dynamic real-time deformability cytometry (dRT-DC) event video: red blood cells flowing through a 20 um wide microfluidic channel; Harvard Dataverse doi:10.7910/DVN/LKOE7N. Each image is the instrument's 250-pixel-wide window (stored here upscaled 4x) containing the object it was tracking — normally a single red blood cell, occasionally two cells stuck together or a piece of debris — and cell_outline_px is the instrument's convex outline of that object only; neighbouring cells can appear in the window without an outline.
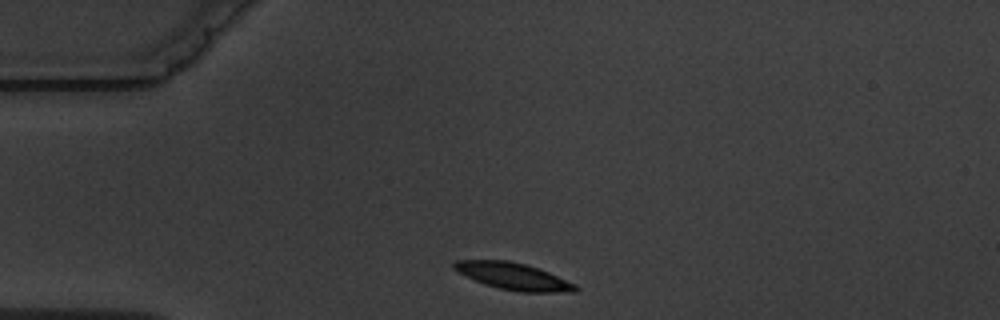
{"species": "common noctule bat (a hibernating species)", "species_latin": "Nyctalus noctula", "temperature_condition": "warm", "stored_images_in_passage": 3, "camera_frame_rate_fps": 3000, "um_per_image_px": 0.085, "animal": {"sex": "male", "body_mass_g": 19.5, "forearm_length_mm": 54.6}, "frame": {"image": 1, "passage_image": 1, "time_ms": 0.0, "image_size_px": [1000, 320], "cell_outline_px": [[580, 288], [576, 292], [520, 292], [500, 288], [484, 284], [452, 268], [452, 264], [456, 260], [508, 260], [524, 264], [548, 272], [576, 284]], "centroid_in_image_um": [43.66, 23.49], "position_along_channel_um": 41.3, "area_um2": 18.79}}
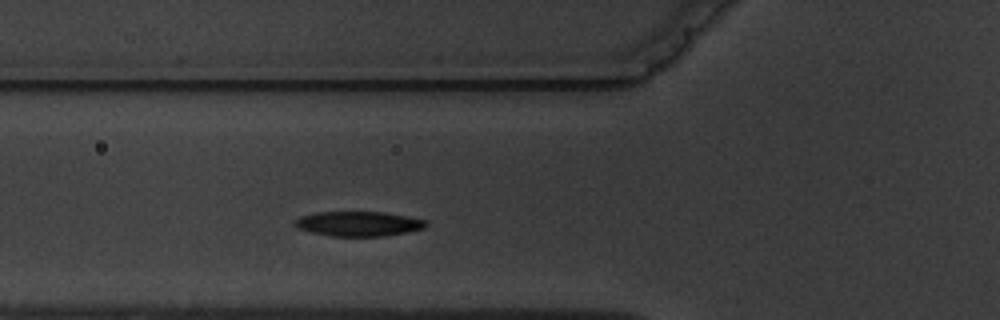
{"frame": {"image": 2, "passage_image": 3, "time_ms": 2.333, "image_size_px": [1000, 320], "cell_outline_px": [[428, 224], [424, 228], [384, 236], [328, 236], [296, 228], [292, 224], [300, 216], [316, 212], [384, 212], [408, 216], [428, 220]], "centroid_in_image_um": [30.46, 19.01], "position_along_channel_um": 95.3, "area_um2": 19.02}}